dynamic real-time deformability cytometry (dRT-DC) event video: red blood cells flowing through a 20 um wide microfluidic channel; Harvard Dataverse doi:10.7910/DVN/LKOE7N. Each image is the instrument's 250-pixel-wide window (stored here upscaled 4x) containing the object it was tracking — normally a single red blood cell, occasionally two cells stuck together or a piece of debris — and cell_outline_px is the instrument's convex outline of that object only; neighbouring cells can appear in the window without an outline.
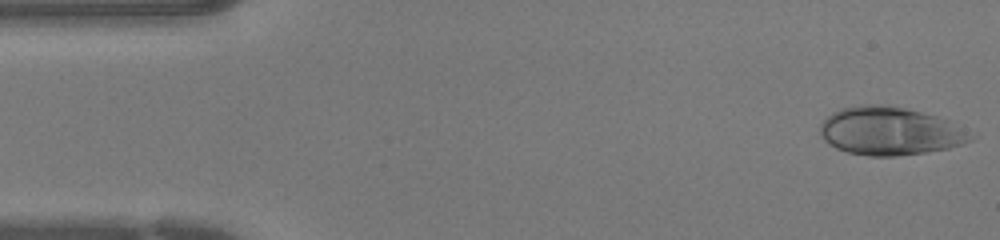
{"species": "human", "species_latin": "Homo sapiens", "temperature_condition": "warm", "stored_images_in_passage": 43, "camera_frame_rate_fps": 3000, "um_per_image_px": 0.085, "donor": {"sex": "female"}, "frame": {"image": 1, "passage_image": 1, "time_ms": 0.0, "image_size_px": [1000, 240], "cell_outline_px": [[976, 136], [972, 140], [964, 144], [948, 148], [924, 152], [896, 156], [868, 156], [848, 152], [836, 148], [828, 144], [820, 136], [820, 124], [832, 112], [840, 108], [860, 104], [888, 104], [908, 108], [936, 116], [948, 120]], "centroid_in_image_um": [75.62, 11.13], "position_along_channel_um": 9.4, "area_um2": 42.54}}
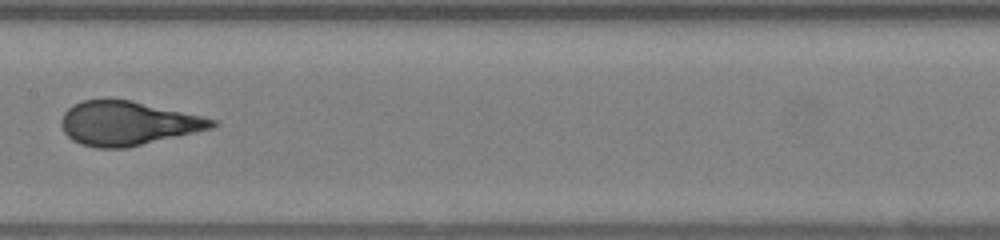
{"frame": {"image": 2, "passage_image": 21, "time_ms": 6.667, "image_size_px": [1000, 240], "cell_outline_px": [[220, 124], [212, 128], [128, 148], [96, 148], [80, 144], [72, 140], [64, 132], [60, 124], [60, 120], [64, 112], [72, 104], [84, 100], [132, 100], [200, 116], [216, 120]], "centroid_in_image_um": [10.82, 10.49], "position_along_channel_um": 196.6, "area_um2": 38.55}}
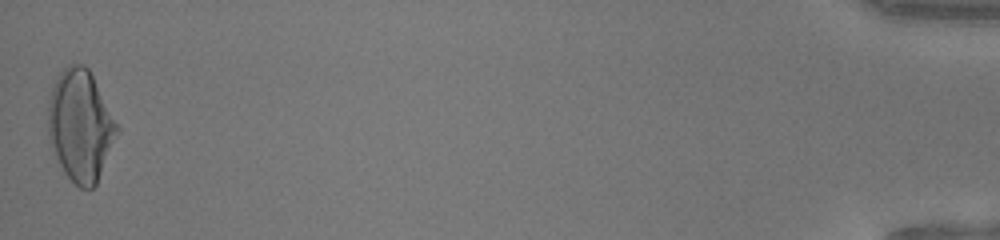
{"frame": {"image": 3, "passage_image": 43, "time_ms": 14.0, "image_size_px": [1000, 240], "cell_outline_px": [[120, 128], [96, 184], [92, 188], [80, 188], [68, 176], [60, 164], [56, 156], [48, 136], [48, 100], [52, 84], [60, 72], [68, 64], [84, 64], [88, 68]], "centroid_in_image_um": [6.82, 10.63], "position_along_channel_um": 428.4, "area_um2": 44.33}}